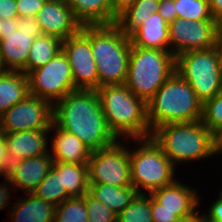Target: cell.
Segmentation results:
<instances>
[{
	"mask_svg": "<svg viewBox=\"0 0 222 222\" xmlns=\"http://www.w3.org/2000/svg\"><path fill=\"white\" fill-rule=\"evenodd\" d=\"M53 123L76 135L91 152L111 146L118 140L107 125L96 90L78 89L56 101Z\"/></svg>",
	"mask_w": 222,
	"mask_h": 222,
	"instance_id": "obj_1",
	"label": "cell"
},
{
	"mask_svg": "<svg viewBox=\"0 0 222 222\" xmlns=\"http://www.w3.org/2000/svg\"><path fill=\"white\" fill-rule=\"evenodd\" d=\"M97 93L110 131L119 140L151 137L147 103L125 84L104 85Z\"/></svg>",
	"mask_w": 222,
	"mask_h": 222,
	"instance_id": "obj_2",
	"label": "cell"
},
{
	"mask_svg": "<svg viewBox=\"0 0 222 222\" xmlns=\"http://www.w3.org/2000/svg\"><path fill=\"white\" fill-rule=\"evenodd\" d=\"M89 40L98 71V88L104 85L125 84L128 74L130 37L119 27L86 25L80 30Z\"/></svg>",
	"mask_w": 222,
	"mask_h": 222,
	"instance_id": "obj_3",
	"label": "cell"
},
{
	"mask_svg": "<svg viewBox=\"0 0 222 222\" xmlns=\"http://www.w3.org/2000/svg\"><path fill=\"white\" fill-rule=\"evenodd\" d=\"M202 114L203 103L176 71L147 102V120L151 132L166 124L198 122Z\"/></svg>",
	"mask_w": 222,
	"mask_h": 222,
	"instance_id": "obj_4",
	"label": "cell"
},
{
	"mask_svg": "<svg viewBox=\"0 0 222 222\" xmlns=\"http://www.w3.org/2000/svg\"><path fill=\"white\" fill-rule=\"evenodd\" d=\"M151 137L174 166L215 156L214 134L202 121L159 126Z\"/></svg>",
	"mask_w": 222,
	"mask_h": 222,
	"instance_id": "obj_5",
	"label": "cell"
},
{
	"mask_svg": "<svg viewBox=\"0 0 222 222\" xmlns=\"http://www.w3.org/2000/svg\"><path fill=\"white\" fill-rule=\"evenodd\" d=\"M176 57L170 51L131 46L125 85L146 103L175 73Z\"/></svg>",
	"mask_w": 222,
	"mask_h": 222,
	"instance_id": "obj_6",
	"label": "cell"
},
{
	"mask_svg": "<svg viewBox=\"0 0 222 222\" xmlns=\"http://www.w3.org/2000/svg\"><path fill=\"white\" fill-rule=\"evenodd\" d=\"M130 140L138 145L129 147L132 186L137 193L151 194L177 179L176 167L152 137Z\"/></svg>",
	"mask_w": 222,
	"mask_h": 222,
	"instance_id": "obj_7",
	"label": "cell"
},
{
	"mask_svg": "<svg viewBox=\"0 0 222 222\" xmlns=\"http://www.w3.org/2000/svg\"><path fill=\"white\" fill-rule=\"evenodd\" d=\"M175 71L203 104L222 91V64L214 47L176 56Z\"/></svg>",
	"mask_w": 222,
	"mask_h": 222,
	"instance_id": "obj_8",
	"label": "cell"
},
{
	"mask_svg": "<svg viewBox=\"0 0 222 222\" xmlns=\"http://www.w3.org/2000/svg\"><path fill=\"white\" fill-rule=\"evenodd\" d=\"M128 141L132 143L129 139L117 140L111 146L91 152L88 161L89 183L132 186Z\"/></svg>",
	"mask_w": 222,
	"mask_h": 222,
	"instance_id": "obj_9",
	"label": "cell"
},
{
	"mask_svg": "<svg viewBox=\"0 0 222 222\" xmlns=\"http://www.w3.org/2000/svg\"><path fill=\"white\" fill-rule=\"evenodd\" d=\"M27 77L30 94L52 104L78 90L67 56L62 50L45 65L29 72Z\"/></svg>",
	"mask_w": 222,
	"mask_h": 222,
	"instance_id": "obj_10",
	"label": "cell"
},
{
	"mask_svg": "<svg viewBox=\"0 0 222 222\" xmlns=\"http://www.w3.org/2000/svg\"><path fill=\"white\" fill-rule=\"evenodd\" d=\"M53 123V104L28 95L0 116V130L4 133L49 129Z\"/></svg>",
	"mask_w": 222,
	"mask_h": 222,
	"instance_id": "obj_11",
	"label": "cell"
},
{
	"mask_svg": "<svg viewBox=\"0 0 222 222\" xmlns=\"http://www.w3.org/2000/svg\"><path fill=\"white\" fill-rule=\"evenodd\" d=\"M17 30L0 33V53L6 70L23 71L27 75V58L32 43L43 35L36 17L16 18Z\"/></svg>",
	"mask_w": 222,
	"mask_h": 222,
	"instance_id": "obj_12",
	"label": "cell"
},
{
	"mask_svg": "<svg viewBox=\"0 0 222 222\" xmlns=\"http://www.w3.org/2000/svg\"><path fill=\"white\" fill-rule=\"evenodd\" d=\"M218 27L215 20L187 21L177 17L168 26L170 52L176 57L188 51L213 48Z\"/></svg>",
	"mask_w": 222,
	"mask_h": 222,
	"instance_id": "obj_13",
	"label": "cell"
},
{
	"mask_svg": "<svg viewBox=\"0 0 222 222\" xmlns=\"http://www.w3.org/2000/svg\"><path fill=\"white\" fill-rule=\"evenodd\" d=\"M62 51L67 56L77 89L97 90L98 71L90 40L79 31L62 41Z\"/></svg>",
	"mask_w": 222,
	"mask_h": 222,
	"instance_id": "obj_14",
	"label": "cell"
},
{
	"mask_svg": "<svg viewBox=\"0 0 222 222\" xmlns=\"http://www.w3.org/2000/svg\"><path fill=\"white\" fill-rule=\"evenodd\" d=\"M176 179L172 184L151 193L158 202V209L174 211L180 219L195 218L200 214V195L196 189ZM197 210V211H196Z\"/></svg>",
	"mask_w": 222,
	"mask_h": 222,
	"instance_id": "obj_15",
	"label": "cell"
},
{
	"mask_svg": "<svg viewBox=\"0 0 222 222\" xmlns=\"http://www.w3.org/2000/svg\"><path fill=\"white\" fill-rule=\"evenodd\" d=\"M43 35H51L62 41L77 34L82 25L77 21L66 0L46 1L36 15Z\"/></svg>",
	"mask_w": 222,
	"mask_h": 222,
	"instance_id": "obj_16",
	"label": "cell"
},
{
	"mask_svg": "<svg viewBox=\"0 0 222 222\" xmlns=\"http://www.w3.org/2000/svg\"><path fill=\"white\" fill-rule=\"evenodd\" d=\"M54 160L50 151L38 156L22 159L9 164L6 177L14 189L33 193L53 168Z\"/></svg>",
	"mask_w": 222,
	"mask_h": 222,
	"instance_id": "obj_17",
	"label": "cell"
},
{
	"mask_svg": "<svg viewBox=\"0 0 222 222\" xmlns=\"http://www.w3.org/2000/svg\"><path fill=\"white\" fill-rule=\"evenodd\" d=\"M4 135L9 164L49 152L50 128L4 133Z\"/></svg>",
	"mask_w": 222,
	"mask_h": 222,
	"instance_id": "obj_18",
	"label": "cell"
},
{
	"mask_svg": "<svg viewBox=\"0 0 222 222\" xmlns=\"http://www.w3.org/2000/svg\"><path fill=\"white\" fill-rule=\"evenodd\" d=\"M50 133L54 135H50L52 147H49L54 162L88 164L91 151L76 135L58 128L54 123L50 127Z\"/></svg>",
	"mask_w": 222,
	"mask_h": 222,
	"instance_id": "obj_19",
	"label": "cell"
},
{
	"mask_svg": "<svg viewBox=\"0 0 222 222\" xmlns=\"http://www.w3.org/2000/svg\"><path fill=\"white\" fill-rule=\"evenodd\" d=\"M20 198L15 199V202L11 204L12 207L7 208L11 209L8 212L10 222H54L56 209L54 205L32 193H27Z\"/></svg>",
	"mask_w": 222,
	"mask_h": 222,
	"instance_id": "obj_20",
	"label": "cell"
},
{
	"mask_svg": "<svg viewBox=\"0 0 222 222\" xmlns=\"http://www.w3.org/2000/svg\"><path fill=\"white\" fill-rule=\"evenodd\" d=\"M168 26L158 12L153 13L130 36L131 46L170 51Z\"/></svg>",
	"mask_w": 222,
	"mask_h": 222,
	"instance_id": "obj_21",
	"label": "cell"
},
{
	"mask_svg": "<svg viewBox=\"0 0 222 222\" xmlns=\"http://www.w3.org/2000/svg\"><path fill=\"white\" fill-rule=\"evenodd\" d=\"M66 2L82 26L109 25L117 20L111 12L112 0H66Z\"/></svg>",
	"mask_w": 222,
	"mask_h": 222,
	"instance_id": "obj_22",
	"label": "cell"
},
{
	"mask_svg": "<svg viewBox=\"0 0 222 222\" xmlns=\"http://www.w3.org/2000/svg\"><path fill=\"white\" fill-rule=\"evenodd\" d=\"M30 95L28 77L23 71L0 74V116Z\"/></svg>",
	"mask_w": 222,
	"mask_h": 222,
	"instance_id": "obj_23",
	"label": "cell"
},
{
	"mask_svg": "<svg viewBox=\"0 0 222 222\" xmlns=\"http://www.w3.org/2000/svg\"><path fill=\"white\" fill-rule=\"evenodd\" d=\"M53 168L61 174L62 188L69 198L82 197L89 191L88 164L54 162Z\"/></svg>",
	"mask_w": 222,
	"mask_h": 222,
	"instance_id": "obj_24",
	"label": "cell"
},
{
	"mask_svg": "<svg viewBox=\"0 0 222 222\" xmlns=\"http://www.w3.org/2000/svg\"><path fill=\"white\" fill-rule=\"evenodd\" d=\"M88 192L117 215L131 203L137 194L133 186L116 187L101 183H89Z\"/></svg>",
	"mask_w": 222,
	"mask_h": 222,
	"instance_id": "obj_25",
	"label": "cell"
},
{
	"mask_svg": "<svg viewBox=\"0 0 222 222\" xmlns=\"http://www.w3.org/2000/svg\"><path fill=\"white\" fill-rule=\"evenodd\" d=\"M160 0H136L135 3L117 17L115 24L130 37L146 19L159 10Z\"/></svg>",
	"mask_w": 222,
	"mask_h": 222,
	"instance_id": "obj_26",
	"label": "cell"
},
{
	"mask_svg": "<svg viewBox=\"0 0 222 222\" xmlns=\"http://www.w3.org/2000/svg\"><path fill=\"white\" fill-rule=\"evenodd\" d=\"M62 50V40L51 35L36 37L27 58V74L54 58Z\"/></svg>",
	"mask_w": 222,
	"mask_h": 222,
	"instance_id": "obj_27",
	"label": "cell"
},
{
	"mask_svg": "<svg viewBox=\"0 0 222 222\" xmlns=\"http://www.w3.org/2000/svg\"><path fill=\"white\" fill-rule=\"evenodd\" d=\"M32 194L55 207L69 198L65 188H62L61 174H58L54 168L51 169Z\"/></svg>",
	"mask_w": 222,
	"mask_h": 222,
	"instance_id": "obj_28",
	"label": "cell"
},
{
	"mask_svg": "<svg viewBox=\"0 0 222 222\" xmlns=\"http://www.w3.org/2000/svg\"><path fill=\"white\" fill-rule=\"evenodd\" d=\"M117 222H153L151 194L137 193L131 203L117 215Z\"/></svg>",
	"mask_w": 222,
	"mask_h": 222,
	"instance_id": "obj_29",
	"label": "cell"
},
{
	"mask_svg": "<svg viewBox=\"0 0 222 222\" xmlns=\"http://www.w3.org/2000/svg\"><path fill=\"white\" fill-rule=\"evenodd\" d=\"M54 222H88L85 195L64 200L55 209Z\"/></svg>",
	"mask_w": 222,
	"mask_h": 222,
	"instance_id": "obj_30",
	"label": "cell"
},
{
	"mask_svg": "<svg viewBox=\"0 0 222 222\" xmlns=\"http://www.w3.org/2000/svg\"><path fill=\"white\" fill-rule=\"evenodd\" d=\"M177 17L187 21L214 20L208 0H174Z\"/></svg>",
	"mask_w": 222,
	"mask_h": 222,
	"instance_id": "obj_31",
	"label": "cell"
},
{
	"mask_svg": "<svg viewBox=\"0 0 222 222\" xmlns=\"http://www.w3.org/2000/svg\"><path fill=\"white\" fill-rule=\"evenodd\" d=\"M201 121L214 135L222 129V91L203 104Z\"/></svg>",
	"mask_w": 222,
	"mask_h": 222,
	"instance_id": "obj_32",
	"label": "cell"
},
{
	"mask_svg": "<svg viewBox=\"0 0 222 222\" xmlns=\"http://www.w3.org/2000/svg\"><path fill=\"white\" fill-rule=\"evenodd\" d=\"M88 222H117V214L99 202L89 192L85 194Z\"/></svg>",
	"mask_w": 222,
	"mask_h": 222,
	"instance_id": "obj_33",
	"label": "cell"
},
{
	"mask_svg": "<svg viewBox=\"0 0 222 222\" xmlns=\"http://www.w3.org/2000/svg\"><path fill=\"white\" fill-rule=\"evenodd\" d=\"M45 0H16L18 18L36 17Z\"/></svg>",
	"mask_w": 222,
	"mask_h": 222,
	"instance_id": "obj_34",
	"label": "cell"
},
{
	"mask_svg": "<svg viewBox=\"0 0 222 222\" xmlns=\"http://www.w3.org/2000/svg\"><path fill=\"white\" fill-rule=\"evenodd\" d=\"M151 216L153 222H176L180 218L174 211H167L166 209H158V202L151 195Z\"/></svg>",
	"mask_w": 222,
	"mask_h": 222,
	"instance_id": "obj_35",
	"label": "cell"
},
{
	"mask_svg": "<svg viewBox=\"0 0 222 222\" xmlns=\"http://www.w3.org/2000/svg\"><path fill=\"white\" fill-rule=\"evenodd\" d=\"M218 195V199L216 198V201H213L211 207L208 208L209 213L201 215L206 222H222V188Z\"/></svg>",
	"mask_w": 222,
	"mask_h": 222,
	"instance_id": "obj_36",
	"label": "cell"
},
{
	"mask_svg": "<svg viewBox=\"0 0 222 222\" xmlns=\"http://www.w3.org/2000/svg\"><path fill=\"white\" fill-rule=\"evenodd\" d=\"M159 15L169 24L177 18L174 0L159 1Z\"/></svg>",
	"mask_w": 222,
	"mask_h": 222,
	"instance_id": "obj_37",
	"label": "cell"
},
{
	"mask_svg": "<svg viewBox=\"0 0 222 222\" xmlns=\"http://www.w3.org/2000/svg\"><path fill=\"white\" fill-rule=\"evenodd\" d=\"M18 18L16 0H0V19Z\"/></svg>",
	"mask_w": 222,
	"mask_h": 222,
	"instance_id": "obj_38",
	"label": "cell"
},
{
	"mask_svg": "<svg viewBox=\"0 0 222 222\" xmlns=\"http://www.w3.org/2000/svg\"><path fill=\"white\" fill-rule=\"evenodd\" d=\"M9 167V159L7 154V146L4 132L0 130V177L6 175Z\"/></svg>",
	"mask_w": 222,
	"mask_h": 222,
	"instance_id": "obj_39",
	"label": "cell"
},
{
	"mask_svg": "<svg viewBox=\"0 0 222 222\" xmlns=\"http://www.w3.org/2000/svg\"><path fill=\"white\" fill-rule=\"evenodd\" d=\"M4 181L0 182V210L4 209L5 207H8V204H10V197L11 195V190L9 187L13 186L10 183V180L6 177L3 176ZM9 202V203H8Z\"/></svg>",
	"mask_w": 222,
	"mask_h": 222,
	"instance_id": "obj_40",
	"label": "cell"
},
{
	"mask_svg": "<svg viewBox=\"0 0 222 222\" xmlns=\"http://www.w3.org/2000/svg\"><path fill=\"white\" fill-rule=\"evenodd\" d=\"M136 0H112L111 12L117 18L126 9L131 7Z\"/></svg>",
	"mask_w": 222,
	"mask_h": 222,
	"instance_id": "obj_41",
	"label": "cell"
},
{
	"mask_svg": "<svg viewBox=\"0 0 222 222\" xmlns=\"http://www.w3.org/2000/svg\"><path fill=\"white\" fill-rule=\"evenodd\" d=\"M215 22L222 26V0H208Z\"/></svg>",
	"mask_w": 222,
	"mask_h": 222,
	"instance_id": "obj_42",
	"label": "cell"
},
{
	"mask_svg": "<svg viewBox=\"0 0 222 222\" xmlns=\"http://www.w3.org/2000/svg\"><path fill=\"white\" fill-rule=\"evenodd\" d=\"M16 30V18L2 19V27L0 33H10Z\"/></svg>",
	"mask_w": 222,
	"mask_h": 222,
	"instance_id": "obj_43",
	"label": "cell"
},
{
	"mask_svg": "<svg viewBox=\"0 0 222 222\" xmlns=\"http://www.w3.org/2000/svg\"><path fill=\"white\" fill-rule=\"evenodd\" d=\"M214 48L218 54V58L222 64V26L218 27L216 37H215V44Z\"/></svg>",
	"mask_w": 222,
	"mask_h": 222,
	"instance_id": "obj_44",
	"label": "cell"
},
{
	"mask_svg": "<svg viewBox=\"0 0 222 222\" xmlns=\"http://www.w3.org/2000/svg\"><path fill=\"white\" fill-rule=\"evenodd\" d=\"M222 153V129L214 135V154L215 156Z\"/></svg>",
	"mask_w": 222,
	"mask_h": 222,
	"instance_id": "obj_45",
	"label": "cell"
},
{
	"mask_svg": "<svg viewBox=\"0 0 222 222\" xmlns=\"http://www.w3.org/2000/svg\"><path fill=\"white\" fill-rule=\"evenodd\" d=\"M200 218H201V215L199 214L195 218L180 219V220H178L176 222H197Z\"/></svg>",
	"mask_w": 222,
	"mask_h": 222,
	"instance_id": "obj_46",
	"label": "cell"
},
{
	"mask_svg": "<svg viewBox=\"0 0 222 222\" xmlns=\"http://www.w3.org/2000/svg\"><path fill=\"white\" fill-rule=\"evenodd\" d=\"M7 71L3 65V62H2V58H1V53H0V74Z\"/></svg>",
	"mask_w": 222,
	"mask_h": 222,
	"instance_id": "obj_47",
	"label": "cell"
},
{
	"mask_svg": "<svg viewBox=\"0 0 222 222\" xmlns=\"http://www.w3.org/2000/svg\"><path fill=\"white\" fill-rule=\"evenodd\" d=\"M197 222H206L202 217Z\"/></svg>",
	"mask_w": 222,
	"mask_h": 222,
	"instance_id": "obj_48",
	"label": "cell"
},
{
	"mask_svg": "<svg viewBox=\"0 0 222 222\" xmlns=\"http://www.w3.org/2000/svg\"><path fill=\"white\" fill-rule=\"evenodd\" d=\"M1 27H2V19H0V32H1Z\"/></svg>",
	"mask_w": 222,
	"mask_h": 222,
	"instance_id": "obj_49",
	"label": "cell"
}]
</instances>
